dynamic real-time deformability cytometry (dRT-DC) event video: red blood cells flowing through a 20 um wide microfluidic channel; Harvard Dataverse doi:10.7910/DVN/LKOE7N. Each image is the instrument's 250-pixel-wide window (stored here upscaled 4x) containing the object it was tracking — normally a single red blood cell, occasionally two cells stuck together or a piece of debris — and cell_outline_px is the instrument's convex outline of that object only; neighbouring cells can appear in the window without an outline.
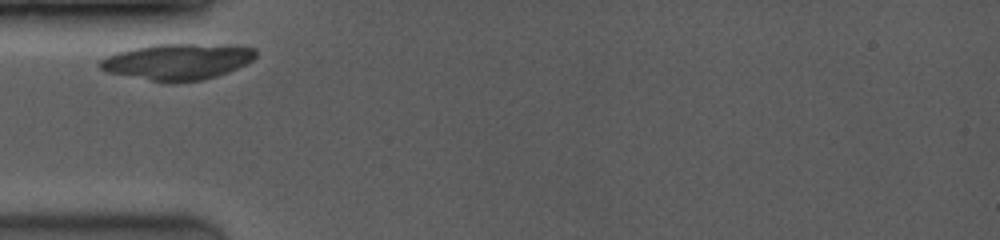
{"species": "common noctule bat (a hibernating species)", "species_latin": "Nyctalus noctula", "temperature_condition": "room temperature", "stored_images_in_passage": 7, "camera_frame_rate_fps": 3500, "um_per_image_px": 0.085, "animal": {"sex": "female", "body_mass_g": 19.0, "forearm_length_mm": 53.3}, "frame": {"image": 1, "passage_image": 1, "time_ms": 0.0, "image_size_px": [1000, 240], "cell_outline_px": [[256, 56], [252, 60], [228, 72], [216, 76], [200, 80], [168, 84], [108, 72], [100, 68], [96, 64], [100, 60], [108, 56], [120, 52], [152, 44], [196, 44], [256, 48]], "centroid_in_image_um": [15.05, 5.26], "position_along_channel_um": 69.9, "area_um2": 32.43}}
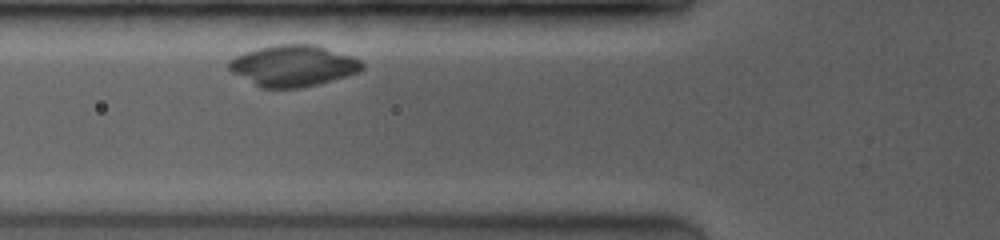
{"frame": {"image": 2, "passage_image": 3, "time_ms": 0.857, "image_size_px": [1000, 240], "cell_outline_px": [[364, 68], [360, 72], [332, 80], [300, 88], [264, 88], [232, 72], [228, 68], [228, 60], [236, 56], [260, 48], [276, 44], [312, 44], [352, 56], [360, 60], [364, 64]], "centroid_in_image_um": [24.95, 5.59], "position_along_channel_um": 100.9, "area_um2": 31.5}}
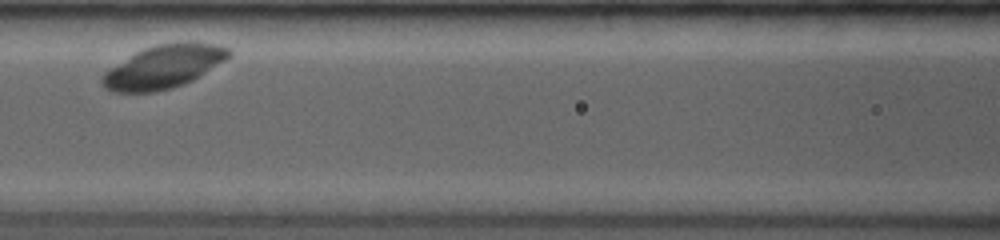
{"frame": {"image": 3, "passage_image": 6, "time_ms": 2.286, "image_size_px": [1000, 240], "cell_outline_px": [[232, 56], [192, 80], [184, 84], [172, 88], [152, 92], [112, 92], [104, 88], [100, 84], [100, 76], [104, 72], [136, 52], [144, 48], [156, 44], [216, 44], [228, 48], [232, 52]], "centroid_in_image_um": [13.86, 5.71], "position_along_channel_um": 152.7, "area_um2": 31.27}}